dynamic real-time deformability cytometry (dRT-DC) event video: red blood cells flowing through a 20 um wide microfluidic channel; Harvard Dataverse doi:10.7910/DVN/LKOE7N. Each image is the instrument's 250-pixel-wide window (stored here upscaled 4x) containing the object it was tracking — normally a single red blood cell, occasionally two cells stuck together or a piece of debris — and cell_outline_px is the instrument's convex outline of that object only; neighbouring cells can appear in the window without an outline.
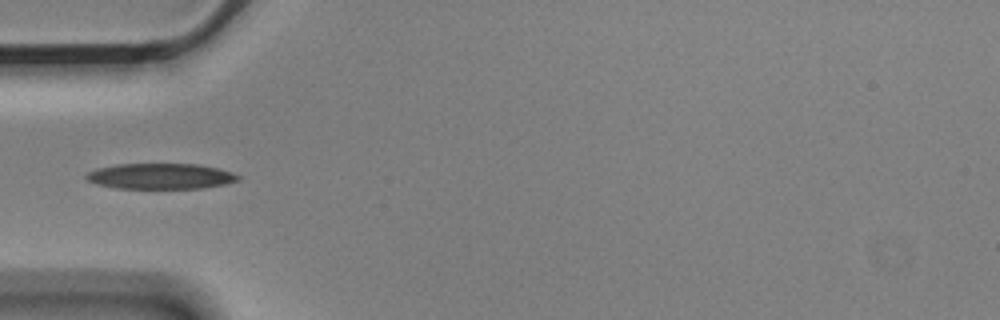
{"species": "Egyptian fruit bat (a non-hibernating species)", "species_latin": "Rousettus aegyptiacus", "temperature_condition": "cold", "stored_images_in_passage": 1, "camera_frame_rate_fps": 3000, "um_per_image_px": 0.085, "animal": {"sex": "male"}, "frame": {"image": 1, "passage_image": 1, "time_ms": 0.0, "image_size_px": [1000, 320], "cell_outline_px": [[240, 180], [224, 184], [204, 188], [116, 188], [96, 184], [88, 180], [84, 176], [88, 172], [96, 168], [116, 164], [196, 164], [216, 168], [232, 172], [240, 176]], "centroid_in_image_um": [13.63, 14.98], "position_along_channel_um": 71.4, "area_um2": 22.66}}